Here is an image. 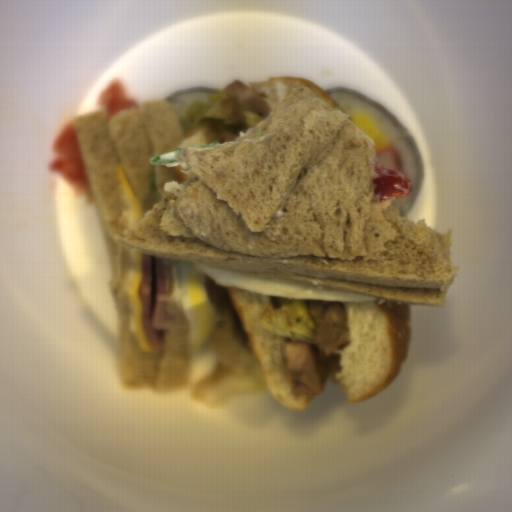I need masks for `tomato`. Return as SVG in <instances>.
<instances>
[{"instance_id": "1", "label": "tomato", "mask_w": 512, "mask_h": 512, "mask_svg": "<svg viewBox=\"0 0 512 512\" xmlns=\"http://www.w3.org/2000/svg\"><path fill=\"white\" fill-rule=\"evenodd\" d=\"M53 150L57 157L50 162L49 170L61 175L75 190L91 194L72 122L60 127Z\"/></svg>"}, {"instance_id": "2", "label": "tomato", "mask_w": 512, "mask_h": 512, "mask_svg": "<svg viewBox=\"0 0 512 512\" xmlns=\"http://www.w3.org/2000/svg\"><path fill=\"white\" fill-rule=\"evenodd\" d=\"M375 172L379 178H374V192L379 195V201L383 203L393 198L411 196L412 180L402 170L385 167L375 157Z\"/></svg>"}, {"instance_id": "3", "label": "tomato", "mask_w": 512, "mask_h": 512, "mask_svg": "<svg viewBox=\"0 0 512 512\" xmlns=\"http://www.w3.org/2000/svg\"><path fill=\"white\" fill-rule=\"evenodd\" d=\"M96 104L104 107L102 112L107 123L111 116L124 109L136 108L139 113L142 109L138 100L128 94L124 83L118 78L101 89Z\"/></svg>"}]
</instances>
